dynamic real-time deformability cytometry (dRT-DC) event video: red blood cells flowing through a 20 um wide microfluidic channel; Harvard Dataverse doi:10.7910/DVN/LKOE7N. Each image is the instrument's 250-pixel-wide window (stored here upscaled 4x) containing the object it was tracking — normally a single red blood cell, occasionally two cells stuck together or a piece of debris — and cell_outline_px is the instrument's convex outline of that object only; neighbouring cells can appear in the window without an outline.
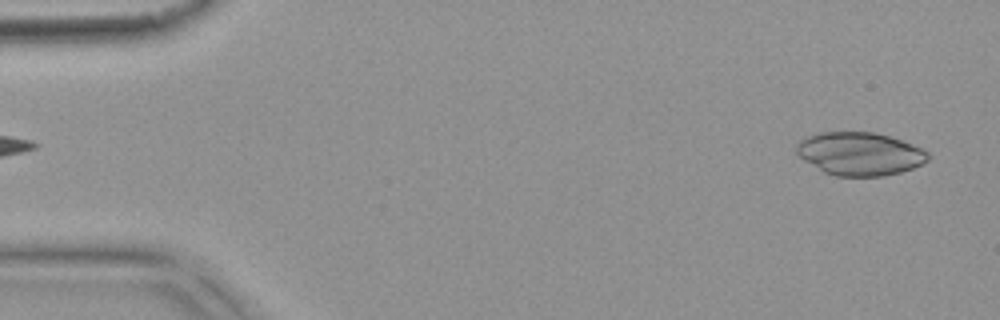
{"species": "common noctule bat (a hibernating species)", "species_latin": "Nyctalus noctula", "temperature_condition": "warm", "stored_images_in_passage": 9, "camera_frame_rate_fps": 3000, "um_per_image_px": 0.085, "animal": {"sex": "female", "body_mass_g": 18.4}, "frame": {"image": 1, "passage_image": 1, "time_ms": 0.0, "image_size_px": [1000, 320], "cell_outline_px": [[928, 160], [912, 168], [900, 172], [884, 176], [836, 176], [824, 172], [804, 160], [796, 152], [796, 144], [800, 140], [808, 136], [820, 132], [876, 132], [900, 140], [920, 148], [928, 152]], "centroid_in_image_um": [73.05, 13.07], "position_along_channel_um": 12.0, "area_um2": 32.77}}
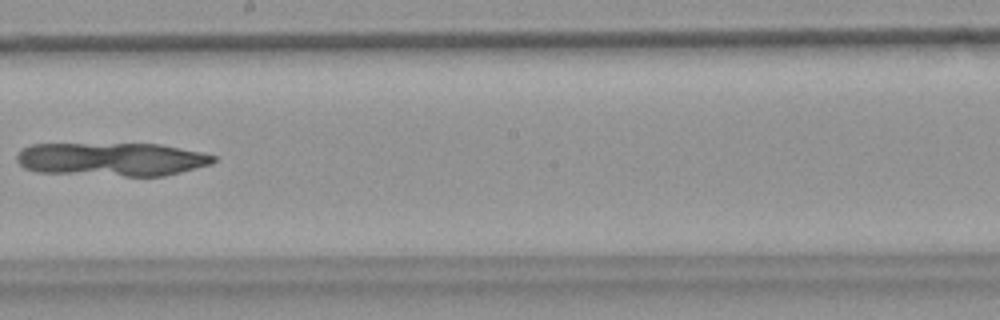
{"frame": {"image": 2, "passage_image": 9, "time_ms": 2.667, "image_size_px": [1000, 320], "cell_outline_px": [[216, 160], [212, 164], [164, 176], [124, 176], [36, 172], [24, 168], [16, 160], [16, 156], [24, 148], [32, 144], [160, 144], [200, 152], [216, 156]], "centroid_in_image_um": [9.5, 13.54], "position_along_channel_um": 238.7, "area_um2": 38.38}}